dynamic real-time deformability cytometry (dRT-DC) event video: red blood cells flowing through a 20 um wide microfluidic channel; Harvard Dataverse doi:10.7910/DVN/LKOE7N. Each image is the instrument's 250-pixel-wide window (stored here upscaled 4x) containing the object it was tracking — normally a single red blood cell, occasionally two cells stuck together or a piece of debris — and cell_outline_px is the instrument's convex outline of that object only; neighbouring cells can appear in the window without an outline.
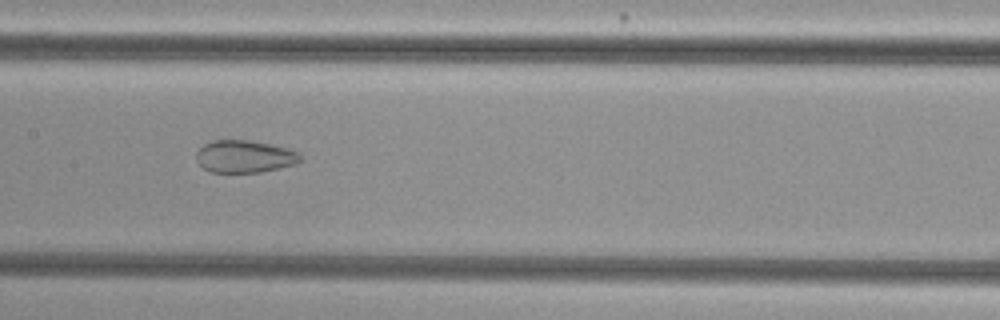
{"species": "common noctule bat (a hibernating species)", "species_latin": "Nyctalus noctula", "temperature_condition": "cold", "stored_images_in_passage": 45, "camera_frame_rate_fps": 3000, "um_per_image_px": 0.085, "animal": {"sex": "female", "body_mass_g": 29.2, "forearm_length_mm": 56.3}, "frame": {"image": 1, "passage_image": 18, "time_ms": 5.667, "image_size_px": [1000, 320], "cell_outline_px": [[300, 160], [296, 164], [260, 172], [212, 172], [204, 168], [196, 160], [196, 152], [204, 144], [212, 140], [244, 140], [268, 144], [288, 148], [300, 152]], "centroid_in_image_um": [20.78, 13.3], "position_along_channel_um": 186.6, "area_um2": 19.48}}
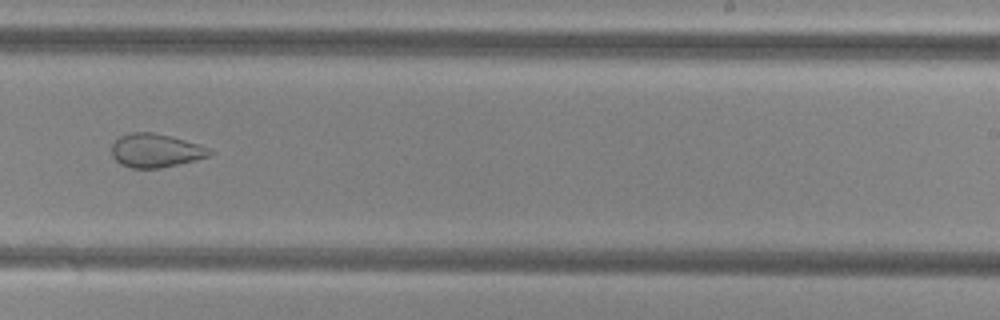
{"frame": {"image": 2, "passage_image": 25, "time_ms": 8.0, "image_size_px": [1000, 320], "cell_outline_px": [[216, 152], [208, 156], [196, 160], [160, 168], [132, 168], [120, 164], [112, 156], [112, 144], [120, 136], [132, 132], [156, 132], [200, 144]], "centroid_in_image_um": [13.25, 12.79], "position_along_channel_um": 275.8, "area_um2": 19.31}}
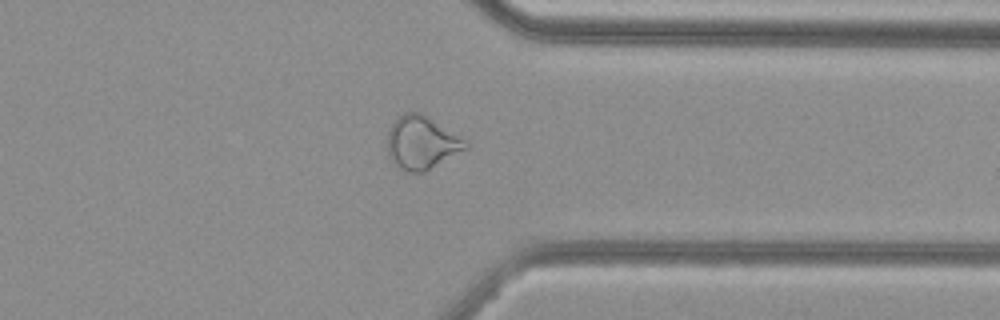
{"frame": {"image": 3, "passage_image": 33, "time_ms": 10.667, "image_size_px": [1000, 320], "cell_outline_px": [[468, 148], [424, 172], [404, 172], [388, 156], [388, 132], [392, 124], [404, 112], [420, 112], [428, 116], [468, 140]], "centroid_in_image_um": [35.87, 12.12], "position_along_channel_um": 375.5, "area_um2": 24.22}, "authors_computed_cell_mechanics": {"area_um2": 25.2586, "velocity_mm_per_s": 3.83, "shape_relaxation_time_tau1_ms": null, "shape_relaxation_time_tau2_ms": 1.7489, "deformation_change_tau1": null, "deformation_change_tau2": 0.0797}}